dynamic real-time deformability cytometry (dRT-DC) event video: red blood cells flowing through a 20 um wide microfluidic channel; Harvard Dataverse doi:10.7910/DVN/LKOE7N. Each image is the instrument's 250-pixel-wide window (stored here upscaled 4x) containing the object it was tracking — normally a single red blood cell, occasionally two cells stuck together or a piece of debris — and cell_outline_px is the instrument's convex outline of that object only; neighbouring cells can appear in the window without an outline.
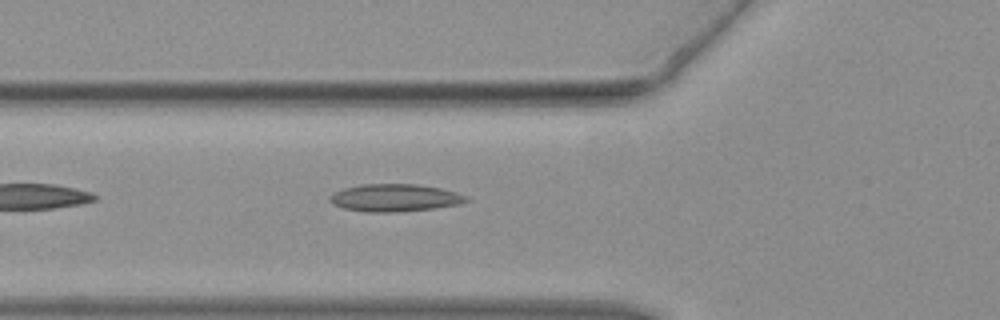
{"species": "common noctule bat (a hibernating species)", "species_latin": "Nyctalus noctula", "temperature_condition": "warm", "stored_images_in_passage": 23, "camera_frame_rate_fps": 3000, "um_per_image_px": 0.085, "animal": {"sex": "female", "body_mass_g": 19.3, "forearm_length_mm": 54.1}, "frame": {"image": 1, "passage_image": 2, "time_ms": 0.333, "image_size_px": [1000, 320], "cell_outline_px": [[468, 200], [460, 204], [436, 208], [396, 212], [364, 212], [344, 208], [332, 204], [328, 200], [328, 196], [344, 188], [360, 184], [420, 184], [440, 188], [456, 192], [468, 196]], "centroid_in_image_um": [33.55, 16.81], "position_along_channel_um": 92.3, "area_um2": 22.02}}
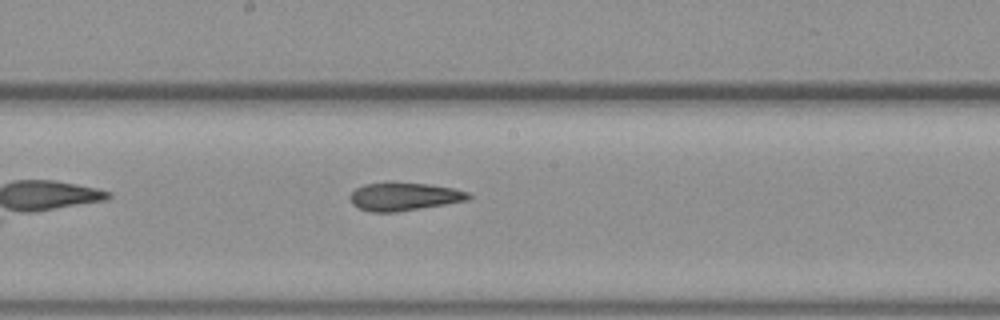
{"frame": {"image": 2, "passage_image": 10, "time_ms": 3.0, "image_size_px": [1000, 320], "cell_outline_px": [[472, 196], [468, 200], [396, 212], [368, 212], [352, 204], [348, 196], [356, 188], [364, 184], [384, 180], [392, 180], [428, 184], [452, 188], [468, 192]], "centroid_in_image_um": [34.28, 16.67], "position_along_channel_um": 213.9, "area_um2": 19.88}}
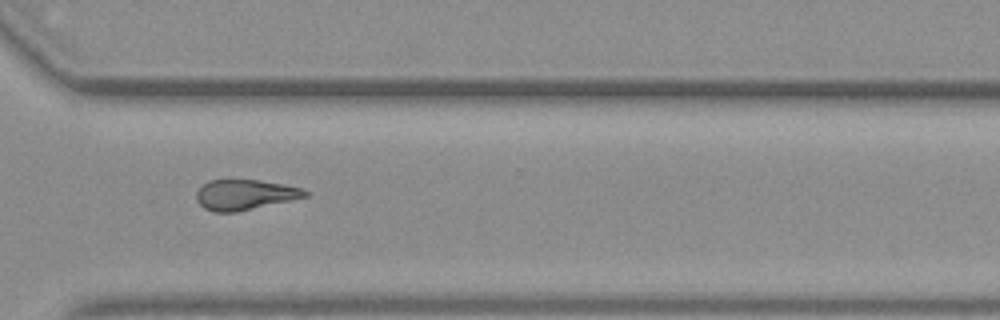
{"frame": {"image": 3, "passage_image": 19, "time_ms": 6.0, "image_size_px": [1000, 320], "cell_outline_px": [[308, 196], [236, 212], [212, 212], [204, 208], [196, 200], [196, 192], [208, 180], [228, 176], [260, 180], [284, 184], [300, 188], [308, 192]], "centroid_in_image_um": [20.74, 16.5], "position_along_channel_um": 349.9, "area_um2": 19.77}}